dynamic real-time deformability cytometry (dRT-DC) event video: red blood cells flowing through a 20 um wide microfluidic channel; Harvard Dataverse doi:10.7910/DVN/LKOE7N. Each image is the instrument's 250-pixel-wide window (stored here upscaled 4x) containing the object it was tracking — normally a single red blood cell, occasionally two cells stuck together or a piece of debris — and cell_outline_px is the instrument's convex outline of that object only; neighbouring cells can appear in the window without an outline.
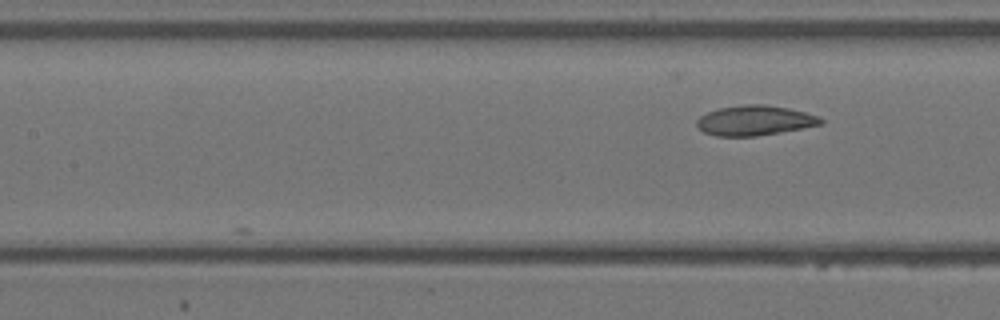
{"species": "Egyptian fruit bat (a non-hibernating species)", "species_latin": "Rousettus aegyptiacus", "temperature_condition": "warm", "stored_images_in_passage": 10, "camera_frame_rate_fps": 3000, "um_per_image_px": 0.085, "animal": {"sex": "female"}, "frame": {"image": 1, "passage_image": 10, "time_ms": 3.0, "image_size_px": [1000, 320], "cell_outline_px": [[824, 124], [756, 136], [716, 136], [704, 132], [696, 124], [696, 120], [700, 116], [708, 112], [720, 108], [744, 104], [764, 104], [788, 108], [804, 112], [816, 116], [824, 120]], "centroid_in_image_um": [64.14, 10.24], "position_along_channel_um": 143.3, "area_um2": 21.44}}